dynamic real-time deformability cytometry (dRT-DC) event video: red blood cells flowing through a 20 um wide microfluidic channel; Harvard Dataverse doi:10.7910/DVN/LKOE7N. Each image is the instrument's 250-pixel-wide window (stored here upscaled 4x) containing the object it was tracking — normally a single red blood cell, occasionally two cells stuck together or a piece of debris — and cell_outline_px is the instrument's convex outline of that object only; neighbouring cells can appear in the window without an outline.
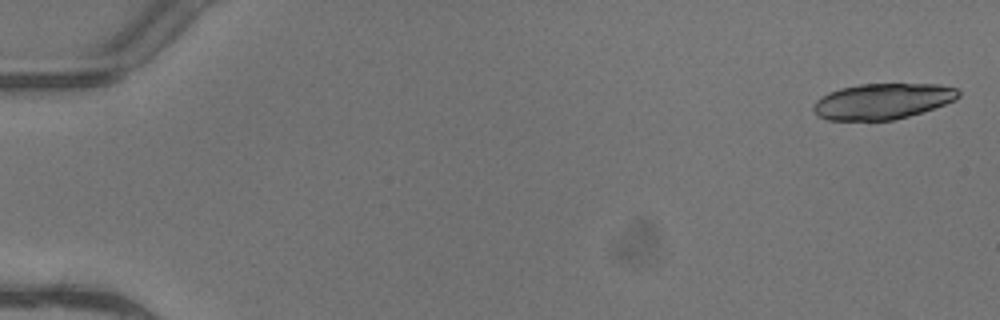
{"species": "common noctule bat (a hibernating species)", "species_latin": "Nyctalus noctula", "temperature_condition": "warm", "stored_images_in_passage": 4, "camera_frame_rate_fps": 3000, "um_per_image_px": 0.085, "animal": {"sex": "female"}, "frame": {"image": 1, "passage_image": 1, "time_ms": 0.0, "image_size_px": [1000, 320], "cell_outline_px": [[960, 96], [956, 100], [908, 116], [892, 120], [828, 120], [816, 116], [812, 108], [816, 100], [828, 92], [840, 88], [860, 84], [940, 84], [956, 88], [960, 92]], "centroid_in_image_um": [74.99, 8.6], "position_along_channel_um": 10.0, "area_um2": 30.23}}